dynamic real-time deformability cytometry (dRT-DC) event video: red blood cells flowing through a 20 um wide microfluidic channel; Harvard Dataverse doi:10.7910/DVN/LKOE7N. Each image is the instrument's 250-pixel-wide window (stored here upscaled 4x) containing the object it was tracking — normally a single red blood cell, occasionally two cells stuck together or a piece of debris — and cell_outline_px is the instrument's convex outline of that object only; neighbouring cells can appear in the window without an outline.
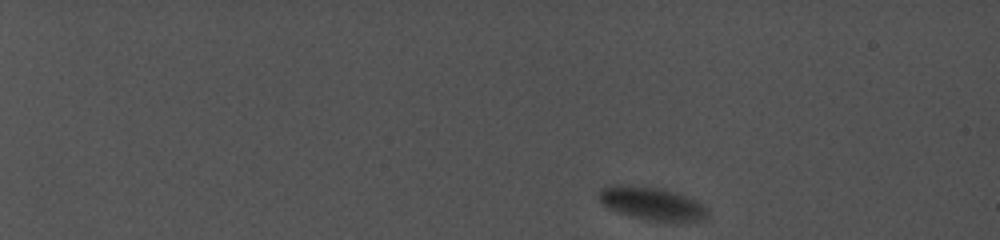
{"species": "common noctule bat (a hibernating species)", "species_latin": "Nyctalus noctula", "temperature_condition": "cold", "stored_images_in_passage": 74, "camera_frame_rate_fps": 5000, "um_per_image_px": 0.085, "animal": {"sex": "female", "body_mass_g": 19.0, "forearm_length_mm": 56.7}, "frame": {"image": 1, "passage_image": 1, "time_ms": 0.0, "image_size_px": [1000, 240], "cell_outline_px": [[708, 216], [696, 220], [648, 220], [632, 216], [608, 208], [600, 200], [600, 188], [608, 184], [620, 184], [656, 188], [672, 192], [696, 200], [708, 208]], "centroid_in_image_um": [55.36, 17.27], "position_along_channel_um": 29.6, "area_um2": 20.23}}
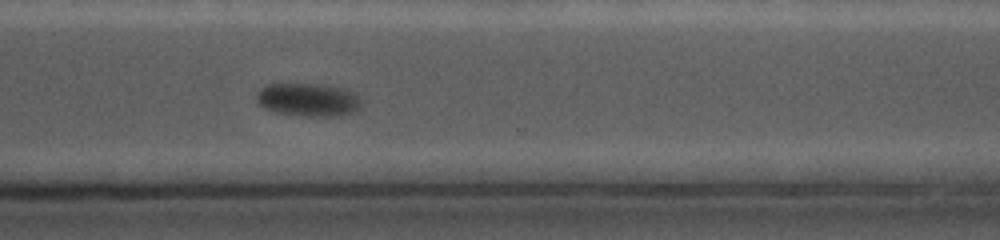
{"frame": {"image": 2, "passage_image": 60, "time_ms": 13.8, "image_size_px": [1000, 240], "cell_outline_px": [[360, 108], [352, 112], [340, 116], [308, 116], [280, 112], [264, 108], [256, 100], [256, 92], [260, 88], [268, 84], [320, 84], [344, 88], [352, 92], [360, 100]], "centroid_in_image_um": [26.18, 8.46], "position_along_channel_um": 344.4, "area_um2": 20.06}}
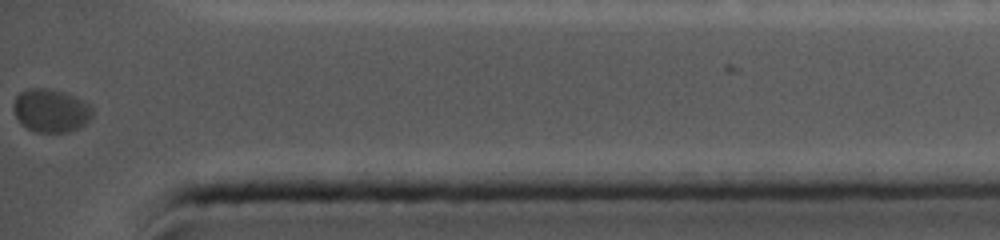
{"frame": {"image": 3, "passage_image": 73, "time_ms": 16.2, "image_size_px": [1000, 240], "cell_outline_px": [[92, 116], [80, 128], [68, 132], [36, 132], [28, 128], [16, 116], [12, 108], [12, 104], [16, 96], [20, 92], [28, 88], [48, 88], [64, 92], [76, 96], [88, 104], [92, 108]], "centroid_in_image_um": [4.32, 9.38], "position_along_channel_um": 430.9, "area_um2": 19.88}}